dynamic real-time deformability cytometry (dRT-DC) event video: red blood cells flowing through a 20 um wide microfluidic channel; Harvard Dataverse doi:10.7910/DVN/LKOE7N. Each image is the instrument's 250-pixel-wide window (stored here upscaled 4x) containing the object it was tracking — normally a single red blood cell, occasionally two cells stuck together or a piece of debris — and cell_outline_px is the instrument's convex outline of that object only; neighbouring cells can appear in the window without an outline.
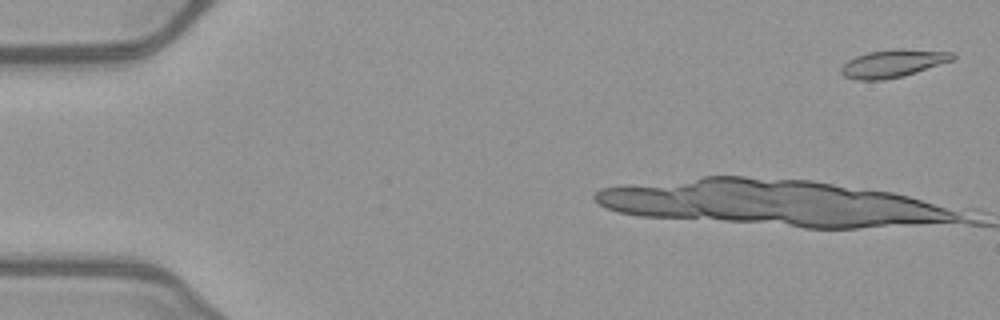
{"species": "common noctule bat (a hibernating species)", "species_latin": "Nyctalus noctula", "temperature_condition": "warm", "stored_images_in_passage": 7, "camera_frame_rate_fps": 3000, "um_per_image_px": 0.085, "animal": {"sex": "female", "body_mass_g": 21.9}, "frame": {"image": 1, "passage_image": 2, "time_ms": 0.333, "image_size_px": [1000, 320], "cell_outline_px": [[956, 56], [952, 60], [904, 76], [884, 80], [860, 80], [844, 76], [840, 72], [840, 68], [848, 60], [856, 56], [868, 52], [892, 48], [904, 48], [952, 52]], "centroid_in_image_um": [75.89, 5.38], "position_along_channel_um": 9.1, "area_um2": 18.09}}